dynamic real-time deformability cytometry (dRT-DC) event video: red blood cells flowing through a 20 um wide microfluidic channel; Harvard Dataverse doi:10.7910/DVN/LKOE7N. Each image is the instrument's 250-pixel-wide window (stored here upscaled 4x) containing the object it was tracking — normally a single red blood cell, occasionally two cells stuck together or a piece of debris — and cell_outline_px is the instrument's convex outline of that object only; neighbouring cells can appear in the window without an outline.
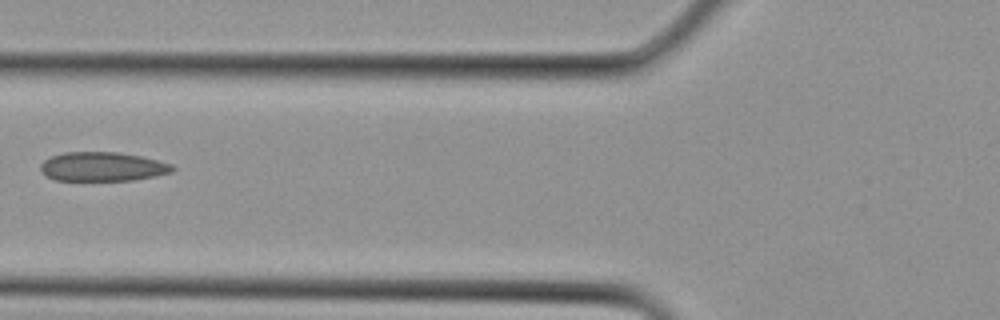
{"species": "Egyptian fruit bat (a non-hibernating species)", "species_latin": "Rousettus aegyptiacus", "temperature_condition": "cold", "stored_images_in_passage": 2, "camera_frame_rate_fps": 3000, "um_per_image_px": 0.085, "animal": {"sex": "female"}, "frame": {"image": 1, "passage_image": 2, "time_ms": 0.333, "image_size_px": [1000, 320], "cell_outline_px": [[176, 168], [172, 172], [156, 176], [132, 180], [56, 180], [40, 172], [40, 164], [44, 160], [52, 156], [64, 152], [116, 152], [140, 156], [172, 164]], "centroid_in_image_um": [8.71, 14.16], "position_along_channel_um": 117.1, "area_um2": 22.31}}